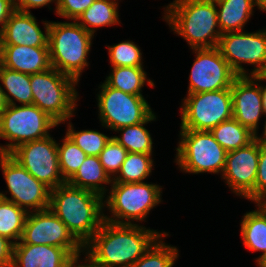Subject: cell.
Returning <instances> with one entry per match:
<instances>
[{
    "instance_id": "1f68e13d",
    "label": "cell",
    "mask_w": 266,
    "mask_h": 267,
    "mask_svg": "<svg viewBox=\"0 0 266 267\" xmlns=\"http://www.w3.org/2000/svg\"><path fill=\"white\" fill-rule=\"evenodd\" d=\"M67 124L66 135L81 149L87 156H99L105 148L107 142L112 136H108L102 132L92 129L74 130V126L70 121ZM69 121V122H68Z\"/></svg>"
},
{
    "instance_id": "8d00e7d4",
    "label": "cell",
    "mask_w": 266,
    "mask_h": 267,
    "mask_svg": "<svg viewBox=\"0 0 266 267\" xmlns=\"http://www.w3.org/2000/svg\"><path fill=\"white\" fill-rule=\"evenodd\" d=\"M264 194H266V145L260 143V154L255 183V202Z\"/></svg>"
},
{
    "instance_id": "ac0fdd59",
    "label": "cell",
    "mask_w": 266,
    "mask_h": 267,
    "mask_svg": "<svg viewBox=\"0 0 266 267\" xmlns=\"http://www.w3.org/2000/svg\"><path fill=\"white\" fill-rule=\"evenodd\" d=\"M33 13L15 10L0 32V45L48 46L50 21L40 28Z\"/></svg>"
},
{
    "instance_id": "d6986e66",
    "label": "cell",
    "mask_w": 266,
    "mask_h": 267,
    "mask_svg": "<svg viewBox=\"0 0 266 267\" xmlns=\"http://www.w3.org/2000/svg\"><path fill=\"white\" fill-rule=\"evenodd\" d=\"M75 257L62 247L13 244L11 267H73Z\"/></svg>"
},
{
    "instance_id": "e0dca14e",
    "label": "cell",
    "mask_w": 266,
    "mask_h": 267,
    "mask_svg": "<svg viewBox=\"0 0 266 267\" xmlns=\"http://www.w3.org/2000/svg\"><path fill=\"white\" fill-rule=\"evenodd\" d=\"M233 118L258 134L260 118L265 117L260 89V74L238 76L231 86Z\"/></svg>"
},
{
    "instance_id": "f35d334b",
    "label": "cell",
    "mask_w": 266,
    "mask_h": 267,
    "mask_svg": "<svg viewBox=\"0 0 266 267\" xmlns=\"http://www.w3.org/2000/svg\"><path fill=\"white\" fill-rule=\"evenodd\" d=\"M16 9L23 12H31L30 9L43 8L44 6L52 9L50 4L57 5V0H15Z\"/></svg>"
},
{
    "instance_id": "d6a6232c",
    "label": "cell",
    "mask_w": 266,
    "mask_h": 267,
    "mask_svg": "<svg viewBox=\"0 0 266 267\" xmlns=\"http://www.w3.org/2000/svg\"><path fill=\"white\" fill-rule=\"evenodd\" d=\"M58 143L59 168L67 182L84 162L87 155L66 134Z\"/></svg>"
},
{
    "instance_id": "2e32d148",
    "label": "cell",
    "mask_w": 266,
    "mask_h": 267,
    "mask_svg": "<svg viewBox=\"0 0 266 267\" xmlns=\"http://www.w3.org/2000/svg\"><path fill=\"white\" fill-rule=\"evenodd\" d=\"M260 143L254 139L248 145L227 152L221 179L234 195L255 203V183Z\"/></svg>"
},
{
    "instance_id": "e575fe53",
    "label": "cell",
    "mask_w": 266,
    "mask_h": 267,
    "mask_svg": "<svg viewBox=\"0 0 266 267\" xmlns=\"http://www.w3.org/2000/svg\"><path fill=\"white\" fill-rule=\"evenodd\" d=\"M128 151L113 137L107 142L105 148L99 154V160L105 172L113 179L119 172Z\"/></svg>"
},
{
    "instance_id": "3957f363",
    "label": "cell",
    "mask_w": 266,
    "mask_h": 267,
    "mask_svg": "<svg viewBox=\"0 0 266 267\" xmlns=\"http://www.w3.org/2000/svg\"><path fill=\"white\" fill-rule=\"evenodd\" d=\"M163 7L162 19L190 50L217 47L222 33L214 0H173Z\"/></svg>"
},
{
    "instance_id": "74e56055",
    "label": "cell",
    "mask_w": 266,
    "mask_h": 267,
    "mask_svg": "<svg viewBox=\"0 0 266 267\" xmlns=\"http://www.w3.org/2000/svg\"><path fill=\"white\" fill-rule=\"evenodd\" d=\"M13 255V243L0 235V267H11Z\"/></svg>"
},
{
    "instance_id": "f1b7e54d",
    "label": "cell",
    "mask_w": 266,
    "mask_h": 267,
    "mask_svg": "<svg viewBox=\"0 0 266 267\" xmlns=\"http://www.w3.org/2000/svg\"><path fill=\"white\" fill-rule=\"evenodd\" d=\"M153 155L128 152L126 159L112 182L132 183L144 182L152 175L154 165Z\"/></svg>"
},
{
    "instance_id": "4fadbf2b",
    "label": "cell",
    "mask_w": 266,
    "mask_h": 267,
    "mask_svg": "<svg viewBox=\"0 0 266 267\" xmlns=\"http://www.w3.org/2000/svg\"><path fill=\"white\" fill-rule=\"evenodd\" d=\"M9 155L50 189L66 182L59 168L58 141L51 135L21 144Z\"/></svg>"
},
{
    "instance_id": "8fae6325",
    "label": "cell",
    "mask_w": 266,
    "mask_h": 267,
    "mask_svg": "<svg viewBox=\"0 0 266 267\" xmlns=\"http://www.w3.org/2000/svg\"><path fill=\"white\" fill-rule=\"evenodd\" d=\"M217 48L238 76L266 74V28L224 33ZM243 64L254 67L249 73Z\"/></svg>"
},
{
    "instance_id": "52a82bcc",
    "label": "cell",
    "mask_w": 266,
    "mask_h": 267,
    "mask_svg": "<svg viewBox=\"0 0 266 267\" xmlns=\"http://www.w3.org/2000/svg\"><path fill=\"white\" fill-rule=\"evenodd\" d=\"M59 124L34 104L8 105L0 115V154H10L19 145L48 137Z\"/></svg>"
},
{
    "instance_id": "7dc6e473",
    "label": "cell",
    "mask_w": 266,
    "mask_h": 267,
    "mask_svg": "<svg viewBox=\"0 0 266 267\" xmlns=\"http://www.w3.org/2000/svg\"><path fill=\"white\" fill-rule=\"evenodd\" d=\"M260 267H266V261Z\"/></svg>"
},
{
    "instance_id": "bcb514c9",
    "label": "cell",
    "mask_w": 266,
    "mask_h": 267,
    "mask_svg": "<svg viewBox=\"0 0 266 267\" xmlns=\"http://www.w3.org/2000/svg\"><path fill=\"white\" fill-rule=\"evenodd\" d=\"M260 7L266 12V0H255Z\"/></svg>"
},
{
    "instance_id": "44dd1931",
    "label": "cell",
    "mask_w": 266,
    "mask_h": 267,
    "mask_svg": "<svg viewBox=\"0 0 266 267\" xmlns=\"http://www.w3.org/2000/svg\"><path fill=\"white\" fill-rule=\"evenodd\" d=\"M218 25L222 34L244 31L254 9L264 12L255 0H216Z\"/></svg>"
},
{
    "instance_id": "b9f144b4",
    "label": "cell",
    "mask_w": 266,
    "mask_h": 267,
    "mask_svg": "<svg viewBox=\"0 0 266 267\" xmlns=\"http://www.w3.org/2000/svg\"><path fill=\"white\" fill-rule=\"evenodd\" d=\"M263 81H266V74H260V89L263 100V111L266 116V85L264 86L261 84Z\"/></svg>"
},
{
    "instance_id": "4316f807",
    "label": "cell",
    "mask_w": 266,
    "mask_h": 267,
    "mask_svg": "<svg viewBox=\"0 0 266 267\" xmlns=\"http://www.w3.org/2000/svg\"><path fill=\"white\" fill-rule=\"evenodd\" d=\"M156 120L157 115L153 112L144 122L117 129L115 132L120 133L119 136L112 135V137L128 152L153 155L154 142L150 131L146 129L145 126L151 121L153 122Z\"/></svg>"
},
{
    "instance_id": "277c9868",
    "label": "cell",
    "mask_w": 266,
    "mask_h": 267,
    "mask_svg": "<svg viewBox=\"0 0 266 267\" xmlns=\"http://www.w3.org/2000/svg\"><path fill=\"white\" fill-rule=\"evenodd\" d=\"M94 35L76 21H50L48 48L51 67L74 78L78 83L89 67L88 56Z\"/></svg>"
},
{
    "instance_id": "f6af8a7d",
    "label": "cell",
    "mask_w": 266,
    "mask_h": 267,
    "mask_svg": "<svg viewBox=\"0 0 266 267\" xmlns=\"http://www.w3.org/2000/svg\"><path fill=\"white\" fill-rule=\"evenodd\" d=\"M254 204L259 206L262 211L266 214V194L260 197Z\"/></svg>"
},
{
    "instance_id": "83f0119b",
    "label": "cell",
    "mask_w": 266,
    "mask_h": 267,
    "mask_svg": "<svg viewBox=\"0 0 266 267\" xmlns=\"http://www.w3.org/2000/svg\"><path fill=\"white\" fill-rule=\"evenodd\" d=\"M210 133L226 152L244 147L255 139V134L234 118L215 126Z\"/></svg>"
},
{
    "instance_id": "603a6c76",
    "label": "cell",
    "mask_w": 266,
    "mask_h": 267,
    "mask_svg": "<svg viewBox=\"0 0 266 267\" xmlns=\"http://www.w3.org/2000/svg\"><path fill=\"white\" fill-rule=\"evenodd\" d=\"M67 183L92 191L104 198L109 192L106 185L111 186L112 179L105 172L98 156H87Z\"/></svg>"
},
{
    "instance_id": "7402d4cb",
    "label": "cell",
    "mask_w": 266,
    "mask_h": 267,
    "mask_svg": "<svg viewBox=\"0 0 266 267\" xmlns=\"http://www.w3.org/2000/svg\"><path fill=\"white\" fill-rule=\"evenodd\" d=\"M256 206V210L244 213L240 224L242 244L253 252H262L255 263L257 267L266 261V214Z\"/></svg>"
},
{
    "instance_id": "cb8c5ba5",
    "label": "cell",
    "mask_w": 266,
    "mask_h": 267,
    "mask_svg": "<svg viewBox=\"0 0 266 267\" xmlns=\"http://www.w3.org/2000/svg\"><path fill=\"white\" fill-rule=\"evenodd\" d=\"M120 1L95 0L75 21L92 35L96 34L97 28L120 25L118 11Z\"/></svg>"
},
{
    "instance_id": "d4e9b609",
    "label": "cell",
    "mask_w": 266,
    "mask_h": 267,
    "mask_svg": "<svg viewBox=\"0 0 266 267\" xmlns=\"http://www.w3.org/2000/svg\"><path fill=\"white\" fill-rule=\"evenodd\" d=\"M0 84L8 105H17L16 102L21 105L33 104L30 74L8 69L0 64Z\"/></svg>"
},
{
    "instance_id": "ba28073f",
    "label": "cell",
    "mask_w": 266,
    "mask_h": 267,
    "mask_svg": "<svg viewBox=\"0 0 266 267\" xmlns=\"http://www.w3.org/2000/svg\"><path fill=\"white\" fill-rule=\"evenodd\" d=\"M174 162L183 173H223L227 152L210 131L180 130Z\"/></svg>"
},
{
    "instance_id": "d590c367",
    "label": "cell",
    "mask_w": 266,
    "mask_h": 267,
    "mask_svg": "<svg viewBox=\"0 0 266 267\" xmlns=\"http://www.w3.org/2000/svg\"><path fill=\"white\" fill-rule=\"evenodd\" d=\"M95 0H57L55 14L67 20L75 21Z\"/></svg>"
},
{
    "instance_id": "ab89813d",
    "label": "cell",
    "mask_w": 266,
    "mask_h": 267,
    "mask_svg": "<svg viewBox=\"0 0 266 267\" xmlns=\"http://www.w3.org/2000/svg\"><path fill=\"white\" fill-rule=\"evenodd\" d=\"M15 10V0H0V32L4 29L6 22Z\"/></svg>"
},
{
    "instance_id": "ee69618b",
    "label": "cell",
    "mask_w": 266,
    "mask_h": 267,
    "mask_svg": "<svg viewBox=\"0 0 266 267\" xmlns=\"http://www.w3.org/2000/svg\"><path fill=\"white\" fill-rule=\"evenodd\" d=\"M8 104L7 101L5 99L3 90L1 88V84H0V115L1 113L7 108Z\"/></svg>"
},
{
    "instance_id": "9a60e30c",
    "label": "cell",
    "mask_w": 266,
    "mask_h": 267,
    "mask_svg": "<svg viewBox=\"0 0 266 267\" xmlns=\"http://www.w3.org/2000/svg\"><path fill=\"white\" fill-rule=\"evenodd\" d=\"M195 60L189 74L187 94L231 88L238 75L221 55L217 47L192 49Z\"/></svg>"
},
{
    "instance_id": "8992f818",
    "label": "cell",
    "mask_w": 266,
    "mask_h": 267,
    "mask_svg": "<svg viewBox=\"0 0 266 267\" xmlns=\"http://www.w3.org/2000/svg\"><path fill=\"white\" fill-rule=\"evenodd\" d=\"M33 104L49 115L59 125L76 114L79 93L78 82L51 67L40 73L30 74Z\"/></svg>"
},
{
    "instance_id": "7bdbcfd3",
    "label": "cell",
    "mask_w": 266,
    "mask_h": 267,
    "mask_svg": "<svg viewBox=\"0 0 266 267\" xmlns=\"http://www.w3.org/2000/svg\"><path fill=\"white\" fill-rule=\"evenodd\" d=\"M264 119H265V122H264L265 124L263 125L264 127H263L262 134H261V136H260V134L259 135L255 134V139L259 143L266 145V116H265Z\"/></svg>"
},
{
    "instance_id": "5b68a950",
    "label": "cell",
    "mask_w": 266,
    "mask_h": 267,
    "mask_svg": "<svg viewBox=\"0 0 266 267\" xmlns=\"http://www.w3.org/2000/svg\"><path fill=\"white\" fill-rule=\"evenodd\" d=\"M162 187L151 182H112L104 197V211L106 208L109 211L104 214V220L129 225L146 222L150 211L163 201Z\"/></svg>"
},
{
    "instance_id": "9c48e42d",
    "label": "cell",
    "mask_w": 266,
    "mask_h": 267,
    "mask_svg": "<svg viewBox=\"0 0 266 267\" xmlns=\"http://www.w3.org/2000/svg\"><path fill=\"white\" fill-rule=\"evenodd\" d=\"M179 113L180 130L210 131L233 118L231 88L187 94Z\"/></svg>"
},
{
    "instance_id": "4dcf8cb0",
    "label": "cell",
    "mask_w": 266,
    "mask_h": 267,
    "mask_svg": "<svg viewBox=\"0 0 266 267\" xmlns=\"http://www.w3.org/2000/svg\"><path fill=\"white\" fill-rule=\"evenodd\" d=\"M168 236L161 235L131 267H173L179 250L177 246L164 242L163 239Z\"/></svg>"
},
{
    "instance_id": "6da1fadb",
    "label": "cell",
    "mask_w": 266,
    "mask_h": 267,
    "mask_svg": "<svg viewBox=\"0 0 266 267\" xmlns=\"http://www.w3.org/2000/svg\"><path fill=\"white\" fill-rule=\"evenodd\" d=\"M164 234L168 232L104 220L84 246V255L100 267H131Z\"/></svg>"
},
{
    "instance_id": "7a4b0ae2",
    "label": "cell",
    "mask_w": 266,
    "mask_h": 267,
    "mask_svg": "<svg viewBox=\"0 0 266 267\" xmlns=\"http://www.w3.org/2000/svg\"><path fill=\"white\" fill-rule=\"evenodd\" d=\"M49 208L83 247L104 221V198L67 182L51 189Z\"/></svg>"
},
{
    "instance_id": "60d3db41",
    "label": "cell",
    "mask_w": 266,
    "mask_h": 267,
    "mask_svg": "<svg viewBox=\"0 0 266 267\" xmlns=\"http://www.w3.org/2000/svg\"><path fill=\"white\" fill-rule=\"evenodd\" d=\"M84 258H81V256H78L77 258H75L74 262H73V267H100L97 266L96 264H94L90 259H88L85 255L83 256ZM82 262L81 261V259ZM84 259V260H83ZM81 262V263H80ZM80 263V264H79Z\"/></svg>"
},
{
    "instance_id": "5bb4252c",
    "label": "cell",
    "mask_w": 266,
    "mask_h": 267,
    "mask_svg": "<svg viewBox=\"0 0 266 267\" xmlns=\"http://www.w3.org/2000/svg\"><path fill=\"white\" fill-rule=\"evenodd\" d=\"M15 244L57 246L67 249L75 258L84 255V247L50 208L28 212L21 240Z\"/></svg>"
},
{
    "instance_id": "30bf717a",
    "label": "cell",
    "mask_w": 266,
    "mask_h": 267,
    "mask_svg": "<svg viewBox=\"0 0 266 267\" xmlns=\"http://www.w3.org/2000/svg\"><path fill=\"white\" fill-rule=\"evenodd\" d=\"M97 107L101 126L111 131L144 122L152 108L144 96L132 95L110 87L105 81L98 86Z\"/></svg>"
},
{
    "instance_id": "7c38bea8",
    "label": "cell",
    "mask_w": 266,
    "mask_h": 267,
    "mask_svg": "<svg viewBox=\"0 0 266 267\" xmlns=\"http://www.w3.org/2000/svg\"><path fill=\"white\" fill-rule=\"evenodd\" d=\"M0 169L7 185V191L0 192L1 198L15 203L27 212L49 208L51 189L38 181L9 154H0Z\"/></svg>"
},
{
    "instance_id": "ffe728a7",
    "label": "cell",
    "mask_w": 266,
    "mask_h": 267,
    "mask_svg": "<svg viewBox=\"0 0 266 267\" xmlns=\"http://www.w3.org/2000/svg\"><path fill=\"white\" fill-rule=\"evenodd\" d=\"M0 64L26 74L51 68L48 46L0 45Z\"/></svg>"
},
{
    "instance_id": "f546056e",
    "label": "cell",
    "mask_w": 266,
    "mask_h": 267,
    "mask_svg": "<svg viewBox=\"0 0 266 267\" xmlns=\"http://www.w3.org/2000/svg\"><path fill=\"white\" fill-rule=\"evenodd\" d=\"M28 212L0 197V235L13 244L21 240Z\"/></svg>"
},
{
    "instance_id": "484cf974",
    "label": "cell",
    "mask_w": 266,
    "mask_h": 267,
    "mask_svg": "<svg viewBox=\"0 0 266 267\" xmlns=\"http://www.w3.org/2000/svg\"><path fill=\"white\" fill-rule=\"evenodd\" d=\"M110 73L105 78V82L115 89L125 93L143 96L142 88L145 83L150 87H155L153 80L147 77L144 67H111Z\"/></svg>"
},
{
    "instance_id": "836d02e7",
    "label": "cell",
    "mask_w": 266,
    "mask_h": 267,
    "mask_svg": "<svg viewBox=\"0 0 266 267\" xmlns=\"http://www.w3.org/2000/svg\"><path fill=\"white\" fill-rule=\"evenodd\" d=\"M106 46L110 67H144L141 49L133 40Z\"/></svg>"
}]
</instances>
